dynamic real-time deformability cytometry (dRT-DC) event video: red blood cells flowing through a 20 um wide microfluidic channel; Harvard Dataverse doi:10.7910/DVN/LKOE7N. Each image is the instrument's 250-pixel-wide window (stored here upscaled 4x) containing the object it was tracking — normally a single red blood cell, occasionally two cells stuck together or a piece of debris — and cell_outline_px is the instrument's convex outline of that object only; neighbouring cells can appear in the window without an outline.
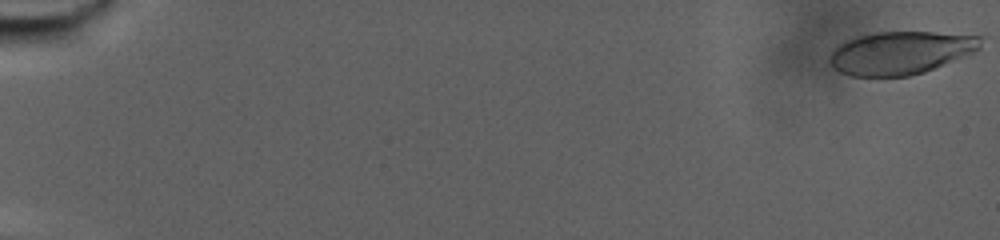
{"species": "human", "species_latin": "Homo sapiens", "temperature_condition": "warm", "stored_images_in_passage": 79, "camera_frame_rate_fps": 3000, "um_per_image_px": 0.085, "donor": {"sex": "male"}, "frame": {"image": 1, "passage_image": 1, "time_ms": 0.0, "image_size_px": [1000, 240], "cell_outline_px": [[984, 36], [980, 48], [972, 52], [924, 72], [908, 76], [848, 76], [840, 72], [828, 60], [832, 52], [840, 44], [848, 40], [860, 36], [876, 32], [936, 32]], "centroid_in_image_um": [76.56, 4.48], "position_along_channel_um": 8.4, "area_um2": 37.4}}
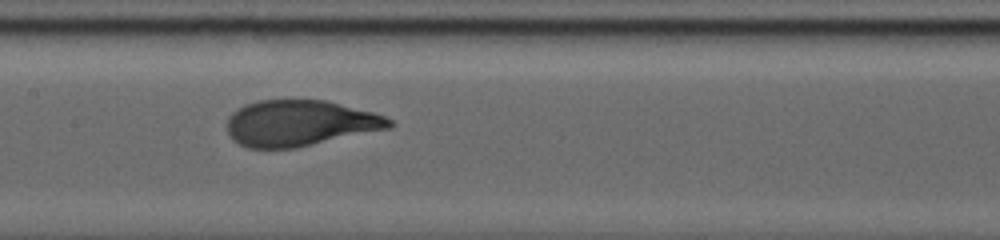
{"frame": {"image": 2, "passage_image": 43, "time_ms": 14.0, "image_size_px": [1000, 240], "cell_outline_px": [[392, 128], [296, 148], [248, 148], [232, 140], [228, 132], [228, 120], [232, 112], [244, 104], [256, 100], [324, 100], [372, 112], [384, 116], [392, 120]], "centroid_in_image_um": [25.48, 10.47], "position_along_channel_um": 181.9, "area_um2": 43.47}}
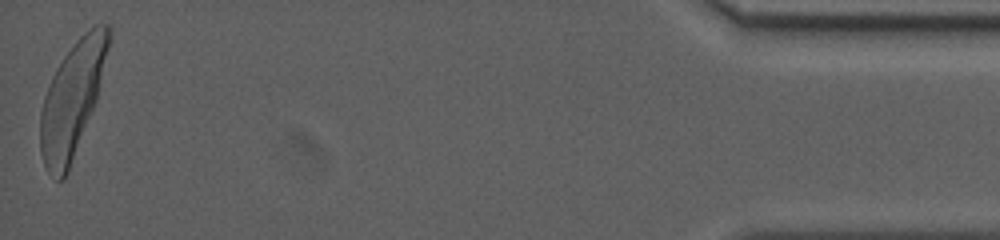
{"frame": {"image": 3, "passage_image": 79, "time_ms": 26.0, "image_size_px": [1000, 240], "cell_outline_px": [[112, 36], [96, 100], [68, 172], [64, 180], [56, 180], [48, 172], [44, 164], [40, 152], [40, 112], [44, 96], [52, 76], [56, 68], [64, 56], [76, 40], [84, 32], [96, 24], [108, 24], [112, 28]], "centroid_in_image_um": [6.14, 8.41], "position_along_channel_um": 429.1, "area_um2": 45.32}, "authors_computed_cell_mechanics": {"area_um2": 43.0032, "velocity_mm_per_s": 2.7207, "shape_relaxation_time_tau1_ms": 4.0677, "shape_relaxation_time_tau2_ms": null, "deformation_change_tau1": 0.2156, "deformation_change_tau2": null}}